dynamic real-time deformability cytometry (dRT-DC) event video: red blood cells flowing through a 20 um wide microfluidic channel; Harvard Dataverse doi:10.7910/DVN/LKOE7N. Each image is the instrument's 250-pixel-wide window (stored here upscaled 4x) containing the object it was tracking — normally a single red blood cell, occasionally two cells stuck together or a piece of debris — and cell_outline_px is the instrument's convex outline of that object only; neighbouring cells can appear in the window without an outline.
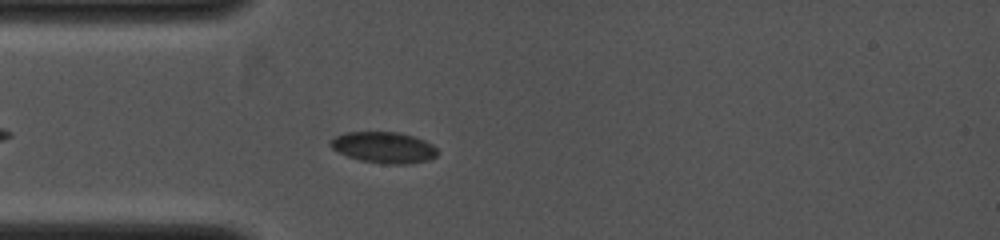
{"species": "common noctule bat (a hibernating species)", "species_latin": "Nyctalus noctula", "temperature_condition": "cold", "stored_images_in_passage": 25, "camera_frame_rate_fps": 4000, "um_per_image_px": 0.085, "animal": {"sex": "female", "body_mass_g": 19.0, "forearm_length_mm": 53.3}, "frame": {"image": 1, "passage_image": 4, "time_ms": 1.25, "image_size_px": [1000, 240], "cell_outline_px": [[440, 152], [436, 156], [428, 160], [408, 164], [384, 164], [360, 160], [348, 156], [332, 148], [328, 144], [336, 136], [344, 132], [400, 132], [424, 140], [432, 144]], "centroid_in_image_um": [32.65, 12.53], "position_along_channel_um": 52.4, "area_um2": 19.42}}
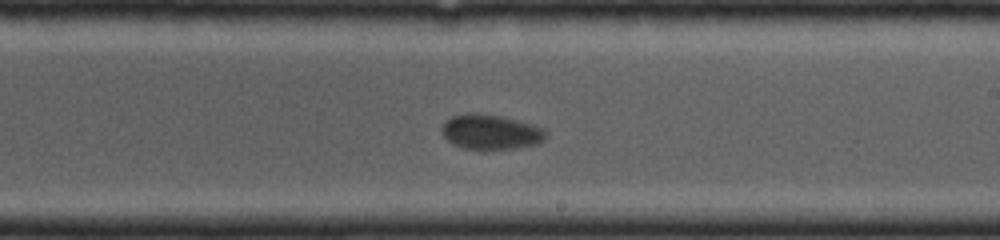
{"frame": {"image": 2, "passage_image": 14, "time_ms": 5.0, "image_size_px": [1000, 240], "cell_outline_px": [[544, 140], [536, 144], [516, 148], [464, 148], [452, 144], [444, 136], [444, 124], [452, 116], [468, 112], [476, 112], [500, 116], [516, 120], [544, 128]], "centroid_in_image_um": [41.71, 11.2], "position_along_channel_um": 247.3, "area_um2": 20.58}}
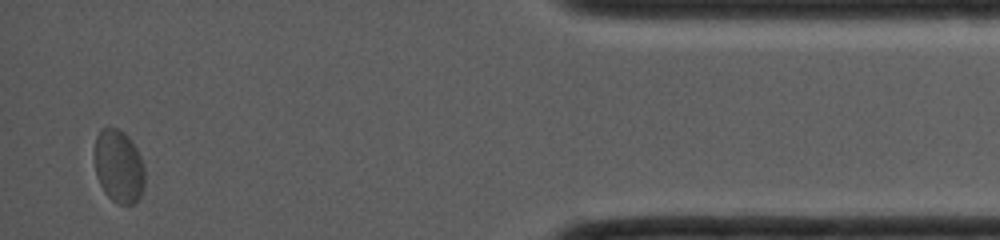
{"frame": {"image": 3, "passage_image": 25, "time_ms": 9.25, "image_size_px": [1000, 240], "cell_outline_px": [[144, 188], [140, 196], [132, 204], [120, 204], [112, 200], [104, 192], [96, 176], [96, 136], [100, 128], [116, 128], [124, 132], [128, 136], [136, 148], [144, 164]], "centroid_in_image_um": [10.11, 14.14], "position_along_channel_um": 425.1, "area_um2": 21.21}}